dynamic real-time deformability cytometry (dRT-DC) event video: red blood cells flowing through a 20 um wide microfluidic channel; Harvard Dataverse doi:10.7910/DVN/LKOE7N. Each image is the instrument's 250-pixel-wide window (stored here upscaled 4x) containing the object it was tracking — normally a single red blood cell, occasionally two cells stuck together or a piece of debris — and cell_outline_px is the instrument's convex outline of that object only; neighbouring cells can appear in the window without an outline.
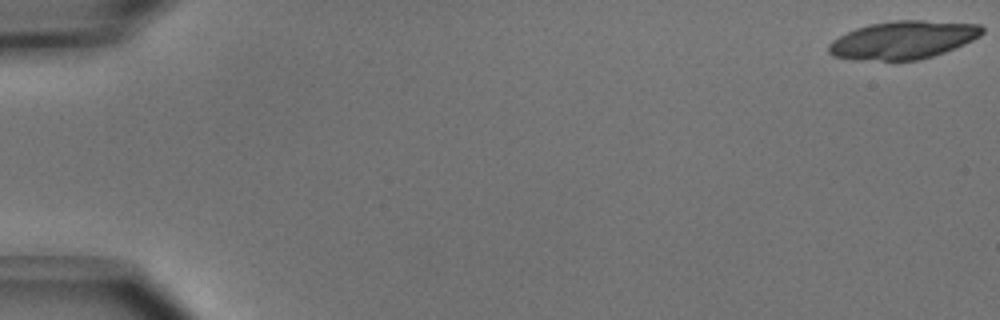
{"species": "common noctule bat (a hibernating species)", "species_latin": "Nyctalus noctula", "temperature_condition": "cold", "stored_images_in_passage": 19, "camera_frame_rate_fps": 3000, "um_per_image_px": 0.085, "animal": {"sex": "male", "body_mass_g": 15.6}, "frame": {"image": 1, "passage_image": 1, "time_ms": 0.0, "image_size_px": [1000, 320], "cell_outline_px": [[984, 32], [980, 36], [964, 44], [944, 52], [932, 56], [916, 60], [852, 60], [832, 56], [828, 52], [828, 44], [832, 40], [856, 28], [872, 24], [896, 20], [924, 20], [980, 24], [984, 28]], "centroid_in_image_um": [76.76, 3.4], "position_along_channel_um": 8.2, "area_um2": 33.99}}